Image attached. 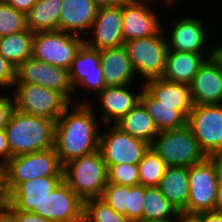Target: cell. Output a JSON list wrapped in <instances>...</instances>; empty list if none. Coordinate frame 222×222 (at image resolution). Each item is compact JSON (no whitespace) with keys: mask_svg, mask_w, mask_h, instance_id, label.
<instances>
[{"mask_svg":"<svg viewBox=\"0 0 222 222\" xmlns=\"http://www.w3.org/2000/svg\"><path fill=\"white\" fill-rule=\"evenodd\" d=\"M14 82L33 83L57 91L73 105L71 96L74 88L68 69L52 66L31 57L15 69Z\"/></svg>","mask_w":222,"mask_h":222,"instance_id":"cell-12","label":"cell"},{"mask_svg":"<svg viewBox=\"0 0 222 222\" xmlns=\"http://www.w3.org/2000/svg\"><path fill=\"white\" fill-rule=\"evenodd\" d=\"M143 207V219L145 220H169L176 218L179 213L173 204L162 195L157 186H146Z\"/></svg>","mask_w":222,"mask_h":222,"instance_id":"cell-30","label":"cell"},{"mask_svg":"<svg viewBox=\"0 0 222 222\" xmlns=\"http://www.w3.org/2000/svg\"><path fill=\"white\" fill-rule=\"evenodd\" d=\"M216 211L222 213V184L217 187Z\"/></svg>","mask_w":222,"mask_h":222,"instance_id":"cell-47","label":"cell"},{"mask_svg":"<svg viewBox=\"0 0 222 222\" xmlns=\"http://www.w3.org/2000/svg\"><path fill=\"white\" fill-rule=\"evenodd\" d=\"M179 222H204L203 217L198 213H187L180 211L178 213Z\"/></svg>","mask_w":222,"mask_h":222,"instance_id":"cell-44","label":"cell"},{"mask_svg":"<svg viewBox=\"0 0 222 222\" xmlns=\"http://www.w3.org/2000/svg\"><path fill=\"white\" fill-rule=\"evenodd\" d=\"M150 148L164 161L167 167L189 168L203 162L208 157L200 148L199 142L187 125L159 132Z\"/></svg>","mask_w":222,"mask_h":222,"instance_id":"cell-5","label":"cell"},{"mask_svg":"<svg viewBox=\"0 0 222 222\" xmlns=\"http://www.w3.org/2000/svg\"><path fill=\"white\" fill-rule=\"evenodd\" d=\"M99 53L106 86L129 85L133 82L137 75L124 45L102 49Z\"/></svg>","mask_w":222,"mask_h":222,"instance_id":"cell-22","label":"cell"},{"mask_svg":"<svg viewBox=\"0 0 222 222\" xmlns=\"http://www.w3.org/2000/svg\"><path fill=\"white\" fill-rule=\"evenodd\" d=\"M6 211L16 220V222H52L32 212H23L19 210Z\"/></svg>","mask_w":222,"mask_h":222,"instance_id":"cell-39","label":"cell"},{"mask_svg":"<svg viewBox=\"0 0 222 222\" xmlns=\"http://www.w3.org/2000/svg\"><path fill=\"white\" fill-rule=\"evenodd\" d=\"M13 88L14 109L30 115L57 121L71 104L61 93L37 84L14 82Z\"/></svg>","mask_w":222,"mask_h":222,"instance_id":"cell-6","label":"cell"},{"mask_svg":"<svg viewBox=\"0 0 222 222\" xmlns=\"http://www.w3.org/2000/svg\"><path fill=\"white\" fill-rule=\"evenodd\" d=\"M97 10L94 0H62L59 31L88 37Z\"/></svg>","mask_w":222,"mask_h":222,"instance_id":"cell-20","label":"cell"},{"mask_svg":"<svg viewBox=\"0 0 222 222\" xmlns=\"http://www.w3.org/2000/svg\"><path fill=\"white\" fill-rule=\"evenodd\" d=\"M64 180V176H45L20 183L5 199V210L40 211L43 200Z\"/></svg>","mask_w":222,"mask_h":222,"instance_id":"cell-14","label":"cell"},{"mask_svg":"<svg viewBox=\"0 0 222 222\" xmlns=\"http://www.w3.org/2000/svg\"><path fill=\"white\" fill-rule=\"evenodd\" d=\"M15 67L0 53V87L12 88L15 81Z\"/></svg>","mask_w":222,"mask_h":222,"instance_id":"cell-37","label":"cell"},{"mask_svg":"<svg viewBox=\"0 0 222 222\" xmlns=\"http://www.w3.org/2000/svg\"><path fill=\"white\" fill-rule=\"evenodd\" d=\"M139 185L147 187L158 186L164 176L167 166L164 161L149 148L138 163Z\"/></svg>","mask_w":222,"mask_h":222,"instance_id":"cell-31","label":"cell"},{"mask_svg":"<svg viewBox=\"0 0 222 222\" xmlns=\"http://www.w3.org/2000/svg\"><path fill=\"white\" fill-rule=\"evenodd\" d=\"M151 0H129L122 4V35L124 42L157 34L162 27L150 8ZM154 1V0H153Z\"/></svg>","mask_w":222,"mask_h":222,"instance_id":"cell-15","label":"cell"},{"mask_svg":"<svg viewBox=\"0 0 222 222\" xmlns=\"http://www.w3.org/2000/svg\"><path fill=\"white\" fill-rule=\"evenodd\" d=\"M143 88V89H142ZM140 102L147 109L159 132L178 129L187 125V116L193 105H167L153 98L141 87Z\"/></svg>","mask_w":222,"mask_h":222,"instance_id":"cell-21","label":"cell"},{"mask_svg":"<svg viewBox=\"0 0 222 222\" xmlns=\"http://www.w3.org/2000/svg\"><path fill=\"white\" fill-rule=\"evenodd\" d=\"M189 86L193 105L222 104V71L211 58L200 67Z\"/></svg>","mask_w":222,"mask_h":222,"instance_id":"cell-19","label":"cell"},{"mask_svg":"<svg viewBox=\"0 0 222 222\" xmlns=\"http://www.w3.org/2000/svg\"><path fill=\"white\" fill-rule=\"evenodd\" d=\"M189 200L183 212L202 213L216 211L218 180L215 166L207 157L188 168Z\"/></svg>","mask_w":222,"mask_h":222,"instance_id":"cell-10","label":"cell"},{"mask_svg":"<svg viewBox=\"0 0 222 222\" xmlns=\"http://www.w3.org/2000/svg\"><path fill=\"white\" fill-rule=\"evenodd\" d=\"M56 121L14 109L4 127L11 158L54 147Z\"/></svg>","mask_w":222,"mask_h":222,"instance_id":"cell-2","label":"cell"},{"mask_svg":"<svg viewBox=\"0 0 222 222\" xmlns=\"http://www.w3.org/2000/svg\"><path fill=\"white\" fill-rule=\"evenodd\" d=\"M204 222H222V213L218 211H209L199 213Z\"/></svg>","mask_w":222,"mask_h":222,"instance_id":"cell-45","label":"cell"},{"mask_svg":"<svg viewBox=\"0 0 222 222\" xmlns=\"http://www.w3.org/2000/svg\"><path fill=\"white\" fill-rule=\"evenodd\" d=\"M128 86L130 85L106 86L98 94L101 109L104 113V116L101 117L104 124H115L140 102L141 93L134 94L130 92L127 89Z\"/></svg>","mask_w":222,"mask_h":222,"instance_id":"cell-23","label":"cell"},{"mask_svg":"<svg viewBox=\"0 0 222 222\" xmlns=\"http://www.w3.org/2000/svg\"><path fill=\"white\" fill-rule=\"evenodd\" d=\"M130 222L123 214L115 212L100 197L84 201L83 222Z\"/></svg>","mask_w":222,"mask_h":222,"instance_id":"cell-32","label":"cell"},{"mask_svg":"<svg viewBox=\"0 0 222 222\" xmlns=\"http://www.w3.org/2000/svg\"><path fill=\"white\" fill-rule=\"evenodd\" d=\"M64 181L83 200L99 198L108 183L107 166L99 150L63 166Z\"/></svg>","mask_w":222,"mask_h":222,"instance_id":"cell-4","label":"cell"},{"mask_svg":"<svg viewBox=\"0 0 222 222\" xmlns=\"http://www.w3.org/2000/svg\"><path fill=\"white\" fill-rule=\"evenodd\" d=\"M208 53L209 54H206L207 57L211 58L212 61L222 71V43H221V45H217V46L213 47V49L211 51H209Z\"/></svg>","mask_w":222,"mask_h":222,"instance_id":"cell-42","label":"cell"},{"mask_svg":"<svg viewBox=\"0 0 222 222\" xmlns=\"http://www.w3.org/2000/svg\"><path fill=\"white\" fill-rule=\"evenodd\" d=\"M97 7H115L124 4L129 0H94Z\"/></svg>","mask_w":222,"mask_h":222,"instance_id":"cell-46","label":"cell"},{"mask_svg":"<svg viewBox=\"0 0 222 222\" xmlns=\"http://www.w3.org/2000/svg\"><path fill=\"white\" fill-rule=\"evenodd\" d=\"M82 102L70 112L69 105L56 121L54 149L62 166L99 149L100 128L93 106Z\"/></svg>","mask_w":222,"mask_h":222,"instance_id":"cell-1","label":"cell"},{"mask_svg":"<svg viewBox=\"0 0 222 222\" xmlns=\"http://www.w3.org/2000/svg\"><path fill=\"white\" fill-rule=\"evenodd\" d=\"M109 130V131H108ZM105 133H100L99 151L107 166L128 163L138 164L150 145L110 124Z\"/></svg>","mask_w":222,"mask_h":222,"instance_id":"cell-11","label":"cell"},{"mask_svg":"<svg viewBox=\"0 0 222 222\" xmlns=\"http://www.w3.org/2000/svg\"><path fill=\"white\" fill-rule=\"evenodd\" d=\"M187 126L207 156L222 152V104L193 105Z\"/></svg>","mask_w":222,"mask_h":222,"instance_id":"cell-9","label":"cell"},{"mask_svg":"<svg viewBox=\"0 0 222 222\" xmlns=\"http://www.w3.org/2000/svg\"><path fill=\"white\" fill-rule=\"evenodd\" d=\"M26 29V14L0 0V38Z\"/></svg>","mask_w":222,"mask_h":222,"instance_id":"cell-33","label":"cell"},{"mask_svg":"<svg viewBox=\"0 0 222 222\" xmlns=\"http://www.w3.org/2000/svg\"><path fill=\"white\" fill-rule=\"evenodd\" d=\"M2 158V160H1ZM11 159L6 132L4 128H0V169Z\"/></svg>","mask_w":222,"mask_h":222,"instance_id":"cell-40","label":"cell"},{"mask_svg":"<svg viewBox=\"0 0 222 222\" xmlns=\"http://www.w3.org/2000/svg\"><path fill=\"white\" fill-rule=\"evenodd\" d=\"M68 70L74 92L77 86H81L94 90L98 95L106 87L99 50L90 48L85 43Z\"/></svg>","mask_w":222,"mask_h":222,"instance_id":"cell-17","label":"cell"},{"mask_svg":"<svg viewBox=\"0 0 222 222\" xmlns=\"http://www.w3.org/2000/svg\"><path fill=\"white\" fill-rule=\"evenodd\" d=\"M215 166L218 184H222V152L208 156Z\"/></svg>","mask_w":222,"mask_h":222,"instance_id":"cell-43","label":"cell"},{"mask_svg":"<svg viewBox=\"0 0 222 222\" xmlns=\"http://www.w3.org/2000/svg\"><path fill=\"white\" fill-rule=\"evenodd\" d=\"M85 38L63 31L36 32L32 57L52 66L69 69Z\"/></svg>","mask_w":222,"mask_h":222,"instance_id":"cell-7","label":"cell"},{"mask_svg":"<svg viewBox=\"0 0 222 222\" xmlns=\"http://www.w3.org/2000/svg\"><path fill=\"white\" fill-rule=\"evenodd\" d=\"M4 198L0 195V211L3 208Z\"/></svg>","mask_w":222,"mask_h":222,"instance_id":"cell-51","label":"cell"},{"mask_svg":"<svg viewBox=\"0 0 222 222\" xmlns=\"http://www.w3.org/2000/svg\"><path fill=\"white\" fill-rule=\"evenodd\" d=\"M0 222H16V220L2 208L0 211Z\"/></svg>","mask_w":222,"mask_h":222,"instance_id":"cell-48","label":"cell"},{"mask_svg":"<svg viewBox=\"0 0 222 222\" xmlns=\"http://www.w3.org/2000/svg\"><path fill=\"white\" fill-rule=\"evenodd\" d=\"M166 5H173L174 2H177V0H164Z\"/></svg>","mask_w":222,"mask_h":222,"instance_id":"cell-50","label":"cell"},{"mask_svg":"<svg viewBox=\"0 0 222 222\" xmlns=\"http://www.w3.org/2000/svg\"><path fill=\"white\" fill-rule=\"evenodd\" d=\"M34 33L30 29L0 38V53L17 68L32 57Z\"/></svg>","mask_w":222,"mask_h":222,"instance_id":"cell-29","label":"cell"},{"mask_svg":"<svg viewBox=\"0 0 222 222\" xmlns=\"http://www.w3.org/2000/svg\"><path fill=\"white\" fill-rule=\"evenodd\" d=\"M115 125L130 136L140 139L149 145L159 134L153 119L141 102L118 120Z\"/></svg>","mask_w":222,"mask_h":222,"instance_id":"cell-26","label":"cell"},{"mask_svg":"<svg viewBox=\"0 0 222 222\" xmlns=\"http://www.w3.org/2000/svg\"><path fill=\"white\" fill-rule=\"evenodd\" d=\"M205 53L168 50L163 75L164 80L190 85L204 62Z\"/></svg>","mask_w":222,"mask_h":222,"instance_id":"cell-24","label":"cell"},{"mask_svg":"<svg viewBox=\"0 0 222 222\" xmlns=\"http://www.w3.org/2000/svg\"><path fill=\"white\" fill-rule=\"evenodd\" d=\"M62 0H37L26 14L27 28L33 33L59 30Z\"/></svg>","mask_w":222,"mask_h":222,"instance_id":"cell-28","label":"cell"},{"mask_svg":"<svg viewBox=\"0 0 222 222\" xmlns=\"http://www.w3.org/2000/svg\"><path fill=\"white\" fill-rule=\"evenodd\" d=\"M180 19L173 22L169 39L166 38L168 50L203 53V48L208 42V35L203 28V20L198 17Z\"/></svg>","mask_w":222,"mask_h":222,"instance_id":"cell-18","label":"cell"},{"mask_svg":"<svg viewBox=\"0 0 222 222\" xmlns=\"http://www.w3.org/2000/svg\"><path fill=\"white\" fill-rule=\"evenodd\" d=\"M129 195L130 186L107 183L100 198L129 220Z\"/></svg>","mask_w":222,"mask_h":222,"instance_id":"cell-34","label":"cell"},{"mask_svg":"<svg viewBox=\"0 0 222 222\" xmlns=\"http://www.w3.org/2000/svg\"><path fill=\"white\" fill-rule=\"evenodd\" d=\"M157 187L179 212L183 211L187 206L190 192L188 167H167Z\"/></svg>","mask_w":222,"mask_h":222,"instance_id":"cell-25","label":"cell"},{"mask_svg":"<svg viewBox=\"0 0 222 222\" xmlns=\"http://www.w3.org/2000/svg\"><path fill=\"white\" fill-rule=\"evenodd\" d=\"M143 86L160 104L193 105L189 85L156 78L144 82Z\"/></svg>","mask_w":222,"mask_h":222,"instance_id":"cell-27","label":"cell"},{"mask_svg":"<svg viewBox=\"0 0 222 222\" xmlns=\"http://www.w3.org/2000/svg\"><path fill=\"white\" fill-rule=\"evenodd\" d=\"M163 34L161 29L155 35L124 43L136 74L139 73L146 81L161 78L163 75L168 51Z\"/></svg>","mask_w":222,"mask_h":222,"instance_id":"cell-8","label":"cell"},{"mask_svg":"<svg viewBox=\"0 0 222 222\" xmlns=\"http://www.w3.org/2000/svg\"><path fill=\"white\" fill-rule=\"evenodd\" d=\"M14 110L13 97L0 93V128H4Z\"/></svg>","mask_w":222,"mask_h":222,"instance_id":"cell-38","label":"cell"},{"mask_svg":"<svg viewBox=\"0 0 222 222\" xmlns=\"http://www.w3.org/2000/svg\"><path fill=\"white\" fill-rule=\"evenodd\" d=\"M16 10L27 14L30 9L36 4L37 0H4Z\"/></svg>","mask_w":222,"mask_h":222,"instance_id":"cell-41","label":"cell"},{"mask_svg":"<svg viewBox=\"0 0 222 222\" xmlns=\"http://www.w3.org/2000/svg\"><path fill=\"white\" fill-rule=\"evenodd\" d=\"M45 176H64L54 147L12 157L0 169V195L5 199L20 183Z\"/></svg>","mask_w":222,"mask_h":222,"instance_id":"cell-3","label":"cell"},{"mask_svg":"<svg viewBox=\"0 0 222 222\" xmlns=\"http://www.w3.org/2000/svg\"><path fill=\"white\" fill-rule=\"evenodd\" d=\"M83 211L84 201L63 180L32 213L52 222H83Z\"/></svg>","mask_w":222,"mask_h":222,"instance_id":"cell-13","label":"cell"},{"mask_svg":"<svg viewBox=\"0 0 222 222\" xmlns=\"http://www.w3.org/2000/svg\"><path fill=\"white\" fill-rule=\"evenodd\" d=\"M91 29L93 38L84 40L88 47L102 50L123 46L122 5L98 8Z\"/></svg>","mask_w":222,"mask_h":222,"instance_id":"cell-16","label":"cell"},{"mask_svg":"<svg viewBox=\"0 0 222 222\" xmlns=\"http://www.w3.org/2000/svg\"><path fill=\"white\" fill-rule=\"evenodd\" d=\"M177 220H178V216L176 218H171L169 220L152 221V220L142 219V220H138L136 222H178Z\"/></svg>","mask_w":222,"mask_h":222,"instance_id":"cell-49","label":"cell"},{"mask_svg":"<svg viewBox=\"0 0 222 222\" xmlns=\"http://www.w3.org/2000/svg\"><path fill=\"white\" fill-rule=\"evenodd\" d=\"M108 183L136 186L139 185V167L138 164H116L107 169Z\"/></svg>","mask_w":222,"mask_h":222,"instance_id":"cell-35","label":"cell"},{"mask_svg":"<svg viewBox=\"0 0 222 222\" xmlns=\"http://www.w3.org/2000/svg\"><path fill=\"white\" fill-rule=\"evenodd\" d=\"M146 186L136 185L130 187L129 195V221L136 222L143 219V205Z\"/></svg>","mask_w":222,"mask_h":222,"instance_id":"cell-36","label":"cell"}]
</instances>
